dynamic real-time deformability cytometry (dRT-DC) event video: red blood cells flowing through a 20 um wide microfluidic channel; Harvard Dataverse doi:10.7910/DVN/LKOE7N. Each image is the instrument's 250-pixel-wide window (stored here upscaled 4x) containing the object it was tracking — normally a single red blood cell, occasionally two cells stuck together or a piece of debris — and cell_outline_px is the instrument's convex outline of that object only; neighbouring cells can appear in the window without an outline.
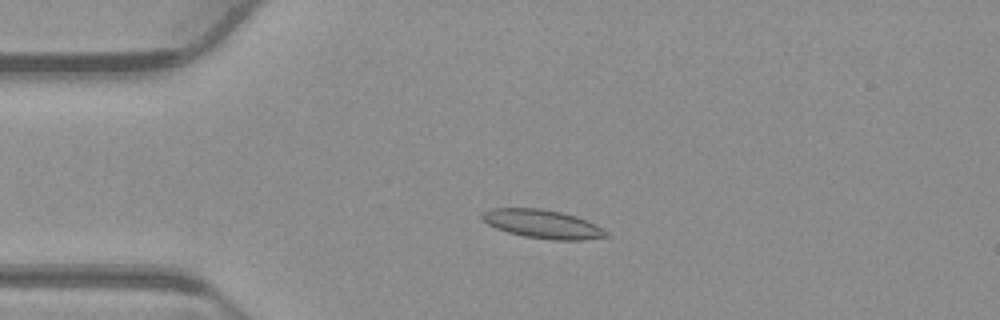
{"species": "common noctule bat (a hibernating species)", "species_latin": "Nyctalus noctula", "temperature_condition": "warm", "stored_images_in_passage": 54, "camera_frame_rate_fps": 3000, "um_per_image_px": 0.085, "animal": {"sex": "male", "body_mass_g": 23.1, "forearm_length_mm": 52.7}, "frame": {"image": 1, "passage_image": 13, "time_ms": 4.0, "image_size_px": [1000, 320], "cell_outline_px": [[612, 236], [584, 240], [552, 240], [524, 236], [508, 232], [496, 228], [488, 224], [480, 216], [480, 212], [492, 208], [540, 208], [560, 212], [576, 216], [596, 224], [608, 232]], "centroid_in_image_um": [46.14, 19.04], "position_along_channel_um": 38.9, "area_um2": 20.81}}
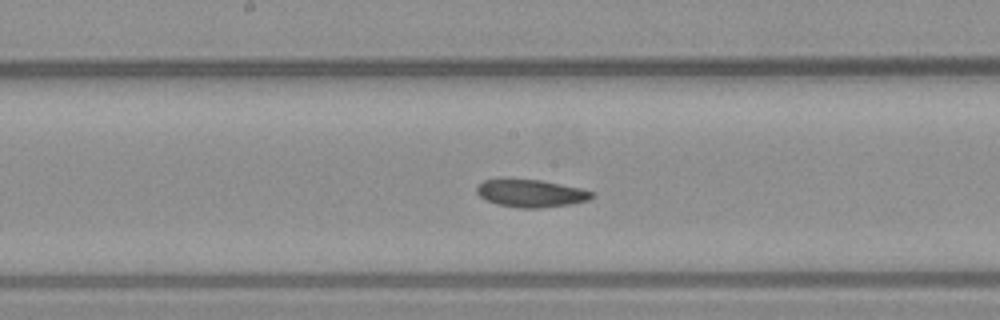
{"frame": {"image": 2, "passage_image": 28, "time_ms": 9.0, "image_size_px": [1000, 320], "cell_outline_px": [[596, 192], [588, 200], [572, 204], [540, 208], [516, 208], [496, 204], [484, 200], [476, 192], [476, 188], [484, 180], [504, 176], [540, 180], [580, 188]], "centroid_in_image_um": [45.06, 16.4], "position_along_channel_um": 203.1, "area_um2": 19.19}}
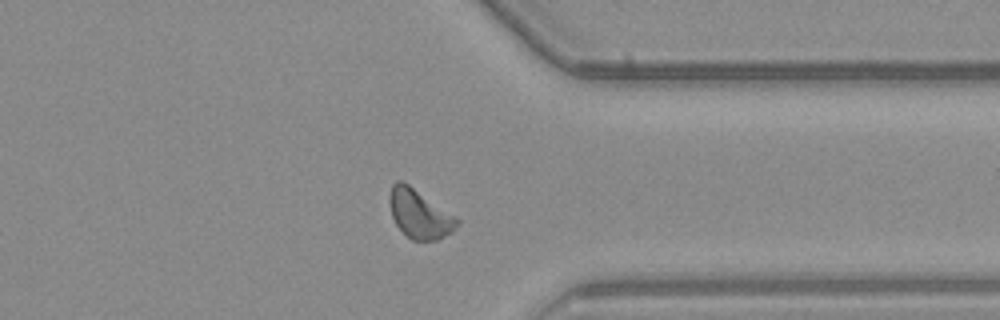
{"frame": {"image": 3, "passage_image": 42, "time_ms": 13.667, "image_size_px": [1000, 320], "cell_outline_px": [[460, 224], [452, 232], [436, 240], [412, 240], [396, 224], [392, 216], [388, 204], [388, 196], [392, 184], [396, 180], [400, 180], [408, 184], [456, 216], [460, 220]], "centroid_in_image_um": [35.65, 18.17], "position_along_channel_um": 375.8, "area_um2": 19.19}, "authors_computed_cell_mechanics": {"area_um2": 19.2185, "velocity_mm_per_s": 3.8293, "shape_relaxation_time_tau1_ms": null, "shape_relaxation_time_tau2_ms": 4.6334, "deformation_change_tau1": null, "deformation_change_tau2": 0.0913}}